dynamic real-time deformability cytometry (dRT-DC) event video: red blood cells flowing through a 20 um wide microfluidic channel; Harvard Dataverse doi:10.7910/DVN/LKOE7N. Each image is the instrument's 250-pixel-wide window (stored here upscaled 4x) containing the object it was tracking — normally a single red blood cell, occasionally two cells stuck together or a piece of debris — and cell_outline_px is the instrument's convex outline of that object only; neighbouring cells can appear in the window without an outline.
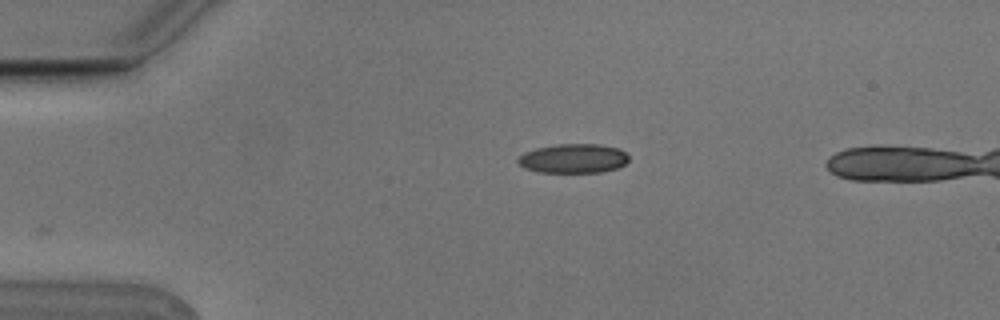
{"species": "Egyptian fruit bat (a non-hibernating species)", "species_latin": "Rousettus aegyptiacus", "temperature_condition": "cold", "stored_images_in_passage": 5, "camera_frame_rate_fps": 3000, "um_per_image_px": 0.085, "animal": {"sex": "male"}, "frame": {"image": 1, "passage_image": 3, "time_ms": 0.667, "image_size_px": [1000, 320], "cell_outline_px": [[628, 160], [624, 164], [616, 168], [600, 172], [536, 172], [524, 168], [516, 160], [524, 152], [536, 148], [556, 144], [596, 144], [620, 148], [628, 156]], "centroid_in_image_um": [48.71, 13.46], "position_along_channel_um": 36.3, "area_um2": 18.84}}